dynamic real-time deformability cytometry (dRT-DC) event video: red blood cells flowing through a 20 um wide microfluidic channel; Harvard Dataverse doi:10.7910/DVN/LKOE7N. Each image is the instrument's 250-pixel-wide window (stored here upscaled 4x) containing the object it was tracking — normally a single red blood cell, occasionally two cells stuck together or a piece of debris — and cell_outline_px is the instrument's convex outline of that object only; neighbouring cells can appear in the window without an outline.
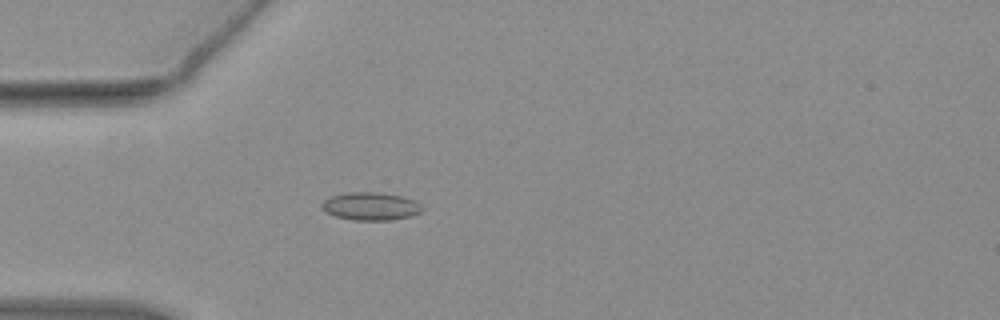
{"species": "common noctule bat (a hibernating species)", "species_latin": "Nyctalus noctula", "temperature_condition": "warm", "stored_images_in_passage": 51, "camera_frame_rate_fps": 3000, "um_per_image_px": 0.085, "animal": {"sex": "female", "body_mass_g": 19.3, "forearm_length_mm": 54.1}, "frame": {"image": 1, "passage_image": 13, "time_ms": 4.0, "image_size_px": [1000, 320], "cell_outline_px": [[424, 212], [412, 216], [388, 220], [352, 220], [336, 216], [324, 212], [320, 204], [324, 200], [332, 196], [348, 192], [376, 192], [400, 196], [412, 200], [420, 204], [424, 208]], "centroid_in_image_um": [31.51, 17.54], "position_along_channel_um": 53.5, "area_um2": 16.36}}
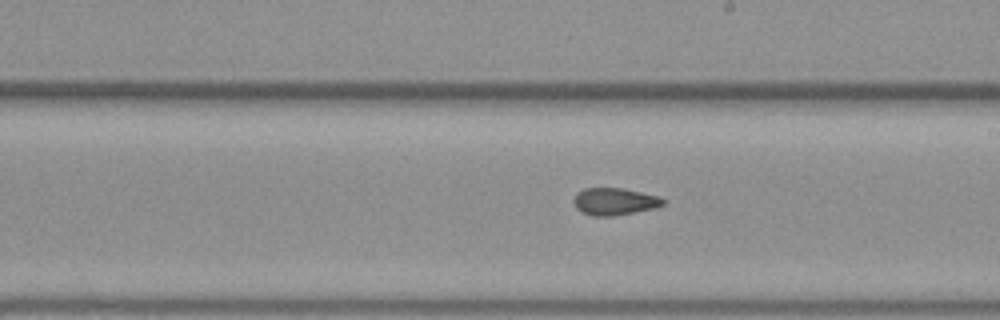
{"frame": {"image": 2, "passage_image": 28, "time_ms": 9.0, "image_size_px": [1000, 320], "cell_outline_px": [[668, 200], [664, 204], [656, 208], [612, 216], [592, 216], [580, 212], [576, 208], [572, 200], [576, 192], [584, 188], [620, 188], [640, 192], [656, 196]], "centroid_in_image_um": [52.2, 17.13], "position_along_channel_um": 236.8, "area_um2": 14.28}}
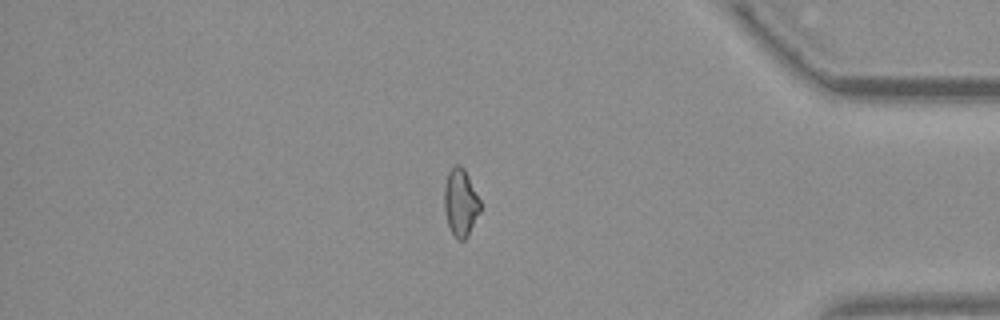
{"frame": {"image": 3, "passage_image": 43, "time_ms": 14.0, "image_size_px": [1000, 320], "cell_outline_px": [[480, 212], [468, 236], [464, 240], [456, 240], [448, 224], [444, 208], [444, 184], [448, 172], [456, 164], [460, 164], [464, 168], [480, 200]], "centroid_in_image_um": [39.14, 17.22], "position_along_channel_um": 396.1, "area_um2": 14.16}, "authors_computed_cell_mechanics": {"area_um2": 14.739, "velocity_mm_per_s": 3.8222, "shape_relaxation_time_tau1_ms": null, "shape_relaxation_time_tau2_ms": 2.1505, "deformation_change_tau1": null, "deformation_change_tau2": 0.0843}}